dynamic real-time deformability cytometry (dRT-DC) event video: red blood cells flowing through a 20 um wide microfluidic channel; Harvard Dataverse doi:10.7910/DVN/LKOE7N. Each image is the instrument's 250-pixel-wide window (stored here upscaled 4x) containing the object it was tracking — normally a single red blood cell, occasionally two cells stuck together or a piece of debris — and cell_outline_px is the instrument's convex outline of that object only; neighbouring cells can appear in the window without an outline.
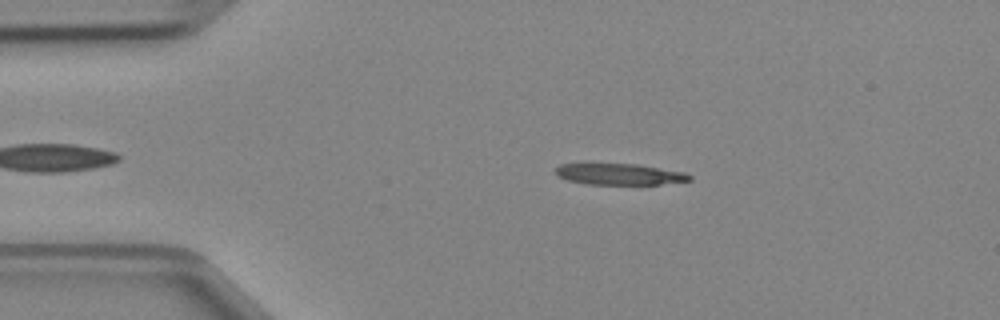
{"species": "Egyptian fruit bat (a non-hibernating species)", "species_latin": "Rousettus aegyptiacus", "temperature_condition": "cold", "stored_images_in_passage": 40, "camera_frame_rate_fps": 3000, "um_per_image_px": 0.085, "animal": {"sex": "female"}, "frame": {"image": 1, "passage_image": 7, "time_ms": 2.0, "image_size_px": [1000, 320], "cell_outline_px": [[692, 180], [660, 184], [588, 184], [568, 180], [560, 176], [556, 172], [556, 168], [560, 164], [636, 164], [684, 172], [692, 176]], "centroid_in_image_um": [52.69, 14.81], "position_along_channel_um": 32.3, "area_um2": 16.24}}
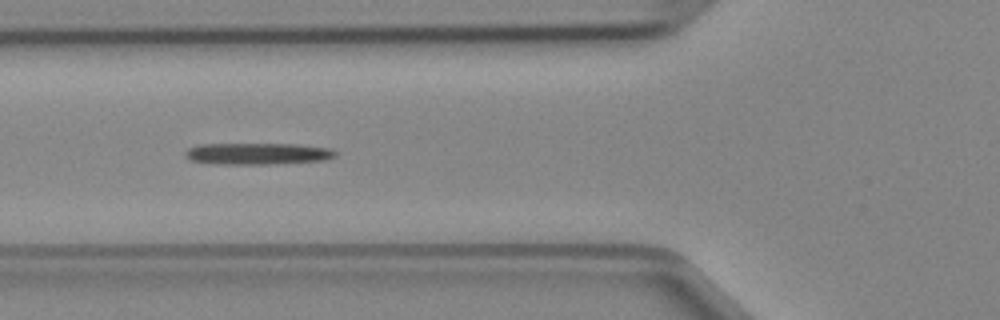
{"frame": {"image": 2, "passage_image": 15, "time_ms": 4.667, "image_size_px": [1000, 320], "cell_outline_px": [[336, 156], [328, 160], [268, 164], [216, 164], [192, 160], [184, 156], [184, 152], [188, 148], [200, 144], [296, 144], [328, 148], [336, 152]], "centroid_in_image_um": [21.89, 13.06], "position_along_channel_um": 103.9, "area_um2": 18.9}}
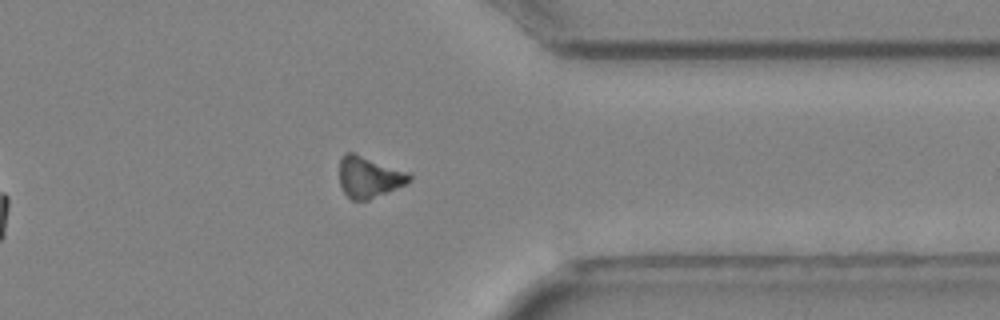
{"frame": {"image": 3, "passage_image": 35, "time_ms": 11.333, "image_size_px": [1000, 320], "cell_outline_px": [[412, 180], [388, 192], [368, 200], [352, 200], [344, 192], [340, 184], [340, 160], [344, 152], [352, 152], [408, 172], [412, 176]], "centroid_in_image_um": [31.35, 15.05], "position_along_channel_um": 380.0, "area_um2": 16.59}}